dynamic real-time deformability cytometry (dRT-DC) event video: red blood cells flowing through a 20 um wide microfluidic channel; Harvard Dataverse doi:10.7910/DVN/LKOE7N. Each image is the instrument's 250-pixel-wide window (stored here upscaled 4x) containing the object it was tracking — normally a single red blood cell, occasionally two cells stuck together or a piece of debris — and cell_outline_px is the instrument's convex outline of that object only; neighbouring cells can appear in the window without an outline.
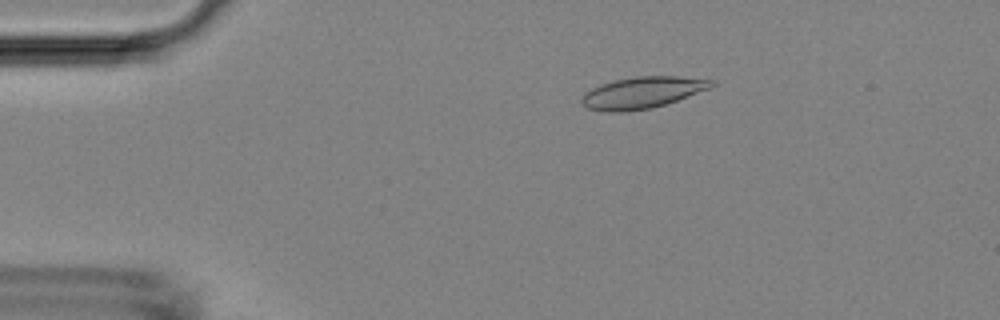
{"species": "Egyptian fruit bat (a non-hibernating species)", "species_latin": "Rousettus aegyptiacus", "temperature_condition": "room temperature", "stored_images_in_passage": 4, "camera_frame_rate_fps": 3000, "um_per_image_px": 0.085, "animal": {"sex": "female"}, "frame": {"image": 1, "passage_image": 2, "time_ms": 1.333, "image_size_px": [1000, 320], "cell_outline_px": [[716, 84], [712, 88], [652, 108], [624, 112], [604, 112], [588, 108], [580, 104], [580, 100], [584, 92], [600, 84], [616, 80], [636, 76], [676, 76], [716, 80]], "centroid_in_image_um": [54.58, 7.87], "position_along_channel_um": 30.4, "area_um2": 24.04}}
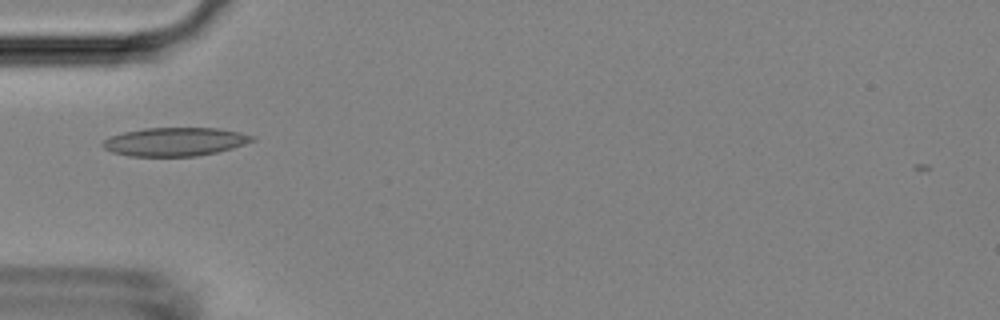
{"frame": {"image": 2, "passage_image": 4, "time_ms": 3.667, "image_size_px": [1000, 320], "cell_outline_px": [[256, 140], [232, 148], [216, 152], [196, 156], [128, 156], [112, 152], [104, 148], [100, 144], [104, 140], [112, 136], [124, 132], [144, 128], [220, 128], [240, 132], [256, 136]], "centroid_in_image_um": [14.89, 12.04], "position_along_channel_um": 70.1, "area_um2": 24.85}}